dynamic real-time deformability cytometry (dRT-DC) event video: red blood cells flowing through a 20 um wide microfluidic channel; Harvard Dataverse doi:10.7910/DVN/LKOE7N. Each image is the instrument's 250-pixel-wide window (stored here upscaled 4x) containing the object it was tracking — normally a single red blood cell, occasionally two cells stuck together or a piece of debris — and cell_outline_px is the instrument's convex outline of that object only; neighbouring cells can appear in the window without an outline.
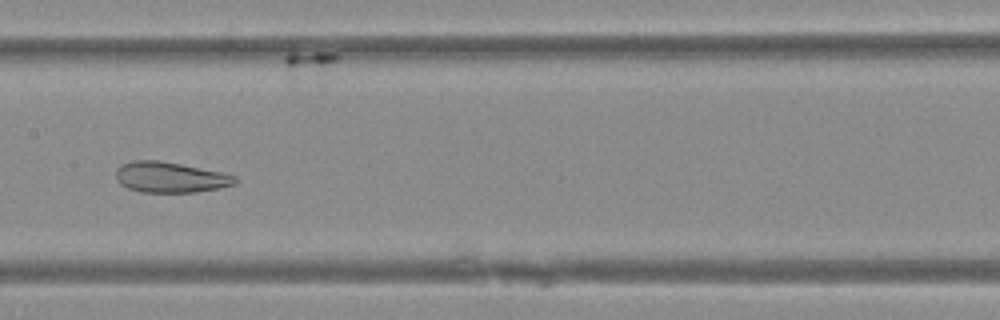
{"species": "Egyptian fruit bat (a non-hibernating species)", "species_latin": "Rousettus aegyptiacus", "temperature_condition": "warm", "stored_images_in_passage": 49, "camera_frame_rate_fps": 3000, "um_per_image_px": 0.085, "animal": {"sex": "female"}, "frame": {"image": 1, "passage_image": 25, "time_ms": 8.0, "image_size_px": [1000, 320], "cell_outline_px": [[240, 180], [236, 184], [220, 188], [196, 192], [140, 192], [128, 188], [120, 184], [116, 180], [116, 168], [120, 164], [132, 160], [160, 160], [224, 172], [236, 176]], "centroid_in_image_um": [14.49, 15.06], "position_along_channel_um": 192.9, "area_um2": 21.68}}
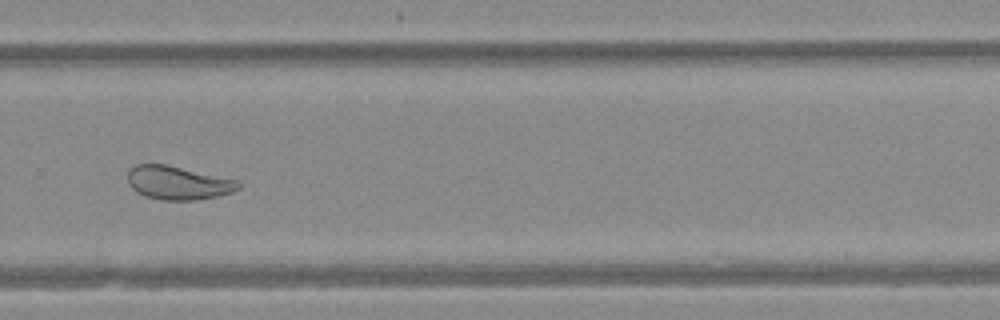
{"frame": {"image": 2, "passage_image": 34, "time_ms": 11.0, "image_size_px": [1000, 320], "cell_outline_px": [[240, 188], [232, 192], [216, 196], [196, 200], [160, 200], [144, 196], [136, 192], [128, 184], [128, 168], [136, 164], [164, 164], [236, 180], [240, 184]], "centroid_in_image_um": [15.07, 15.55], "position_along_channel_um": 314.7, "area_um2": 21.5}}
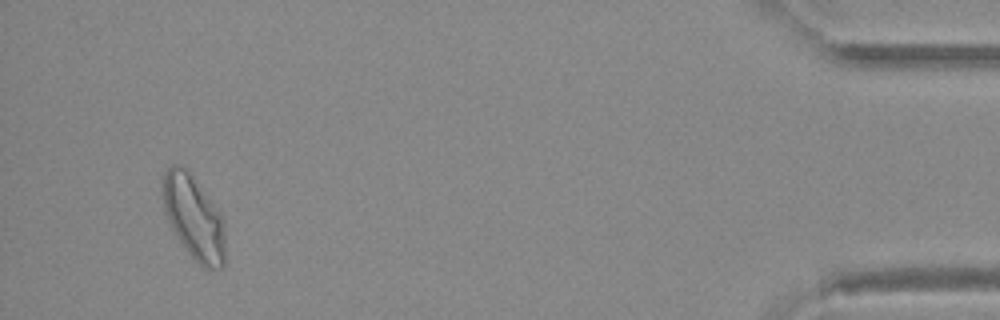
{"frame": {"image": 3, "passage_image": 47, "time_ms": 15.333, "image_size_px": [1000, 320], "cell_outline_px": [[224, 268], [204, 268], [188, 252], [172, 228], [164, 212], [160, 180], [164, 172], [172, 164], [176, 164], [184, 168], [188, 172], [220, 212], [224, 220]], "centroid_in_image_um": [16.44, 18.47], "position_along_channel_um": 418.8, "area_um2": 30.23}}